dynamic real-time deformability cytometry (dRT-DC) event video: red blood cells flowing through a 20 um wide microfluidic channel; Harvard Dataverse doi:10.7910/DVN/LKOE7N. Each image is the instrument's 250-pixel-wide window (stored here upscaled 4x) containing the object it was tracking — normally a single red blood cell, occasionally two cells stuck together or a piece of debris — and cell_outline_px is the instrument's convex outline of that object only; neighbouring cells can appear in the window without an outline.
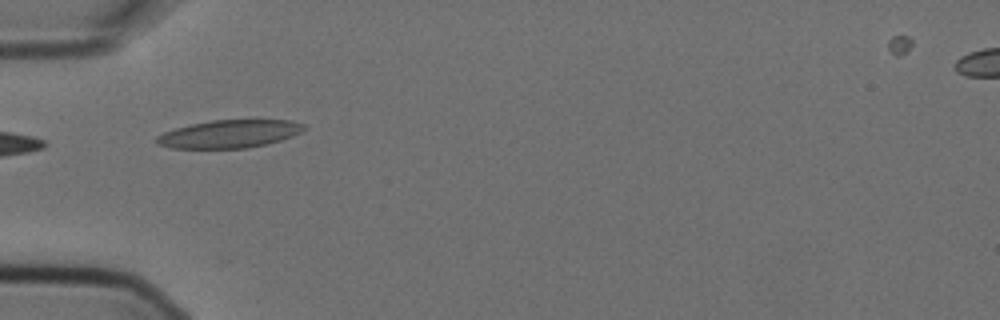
{"species": "Egyptian fruit bat (a non-hibernating species)", "species_latin": "Rousettus aegyptiacus", "temperature_condition": "cold", "stored_images_in_passage": 1, "camera_frame_rate_fps": 3000, "um_per_image_px": 0.085, "animal": {"sex": "female"}, "frame": {"image": 1, "passage_image": 1, "time_ms": 0.0, "image_size_px": [1000, 320], "cell_outline_px": [[308, 128], [292, 136], [268, 144], [248, 148], [172, 148], [156, 144], [156, 136], [164, 132], [176, 128], [192, 124], [212, 120], [292, 120], [304, 124]], "centroid_in_image_um": [19.52, 11.38], "position_along_channel_um": 65.5, "area_um2": 23.99}}